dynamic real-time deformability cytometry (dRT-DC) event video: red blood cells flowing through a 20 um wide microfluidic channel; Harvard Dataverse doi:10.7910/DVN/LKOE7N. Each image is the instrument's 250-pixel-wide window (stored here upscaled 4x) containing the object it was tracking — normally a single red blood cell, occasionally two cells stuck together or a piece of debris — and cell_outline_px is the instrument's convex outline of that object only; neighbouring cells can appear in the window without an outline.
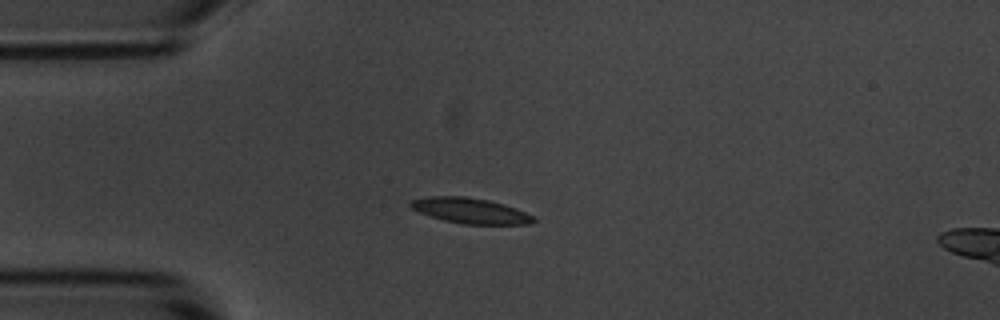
{"species": "common noctule bat (a hibernating species)", "species_latin": "Nyctalus noctula", "temperature_condition": "room temperature", "stored_images_in_passage": 6, "camera_frame_rate_fps": 3000, "um_per_image_px": 0.085, "animal": {"sex": "male", "body_mass_g": 20.1, "forearm_length_mm": 53.5}, "frame": {"image": 1, "passage_image": 4, "time_ms": 3.667, "image_size_px": [1000, 320], "cell_outline_px": [[536, 220], [532, 224], [460, 224], [444, 220], [420, 212], [412, 208], [408, 204], [412, 200], [428, 196], [464, 196], [488, 200], [504, 204], [516, 208], [536, 216]], "centroid_in_image_um": [40.03, 17.91], "position_along_channel_um": 45.0, "area_um2": 18.26}}